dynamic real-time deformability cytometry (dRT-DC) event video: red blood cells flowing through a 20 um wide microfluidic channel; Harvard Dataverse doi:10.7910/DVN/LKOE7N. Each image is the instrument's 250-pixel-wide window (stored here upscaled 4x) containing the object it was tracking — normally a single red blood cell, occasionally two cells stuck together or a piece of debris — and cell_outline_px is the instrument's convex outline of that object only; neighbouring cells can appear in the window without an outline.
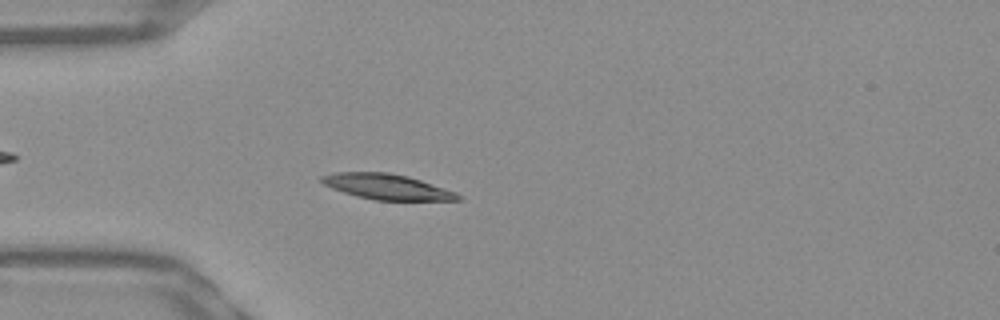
{"species": "Egyptian fruit bat (a non-hibernating species)", "species_latin": "Rousettus aegyptiacus", "temperature_condition": "warm", "stored_images_in_passage": 52, "camera_frame_rate_fps": 3000, "um_per_image_px": 0.085, "frame": {"image": 1, "passage_image": 15, "time_ms": 4.667, "image_size_px": [1000, 320], "cell_outline_px": [[464, 200], [376, 200], [356, 196], [332, 188], [324, 184], [320, 180], [320, 176], [336, 172], [388, 172], [408, 176], [456, 192]], "centroid_in_image_um": [32.88, 15.87], "position_along_channel_um": 52.1, "area_um2": 20.06}}
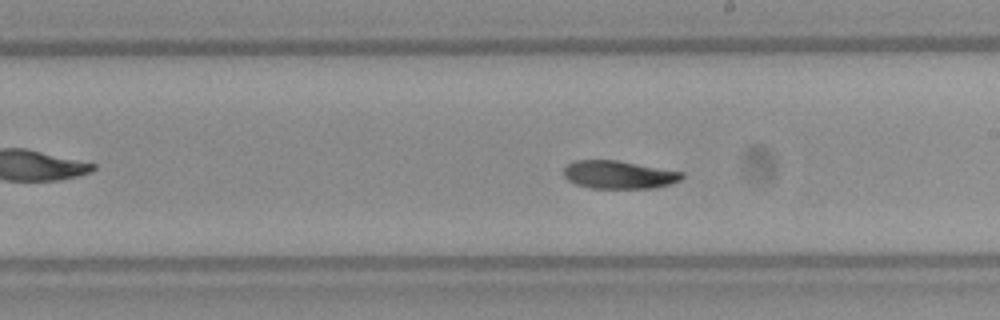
{"frame": {"image": 2, "passage_image": 30, "time_ms": 9.667, "image_size_px": [1000, 320], "cell_outline_px": [[684, 176], [680, 180], [656, 188], [588, 188], [576, 184], [568, 180], [564, 176], [564, 168], [568, 164], [576, 160], [616, 160], [684, 172]], "centroid_in_image_um": [52.59, 14.85], "position_along_channel_um": 236.4, "area_um2": 19.25}}
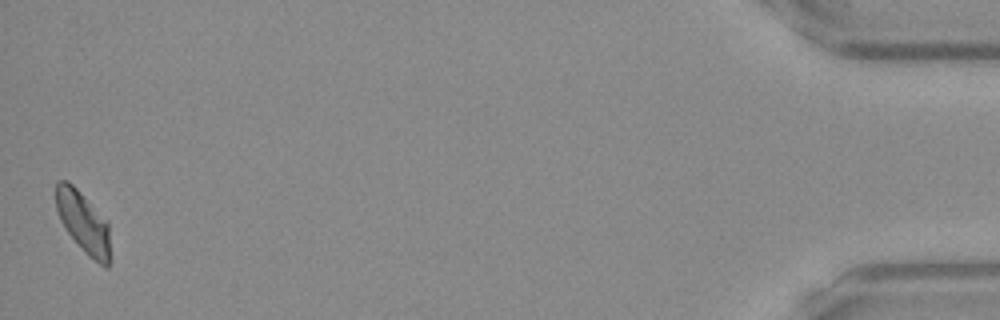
{"frame": {"image": 3, "passage_image": 52, "time_ms": 17.0, "image_size_px": [1000, 320], "cell_outline_px": [[108, 268], [104, 268], [88, 256], [84, 252], [68, 232], [60, 220], [56, 208], [56, 184], [60, 180], [68, 180], [80, 192], [108, 224]], "centroid_in_image_um": [7.04, 18.9], "position_along_channel_um": 428.2, "area_um2": 18.73}, "authors_computed_cell_mechanics": {"area_um2": 19.8254, "velocity_mm_per_s": 3.8715, "shape_relaxation_time_tau1_ms": 3.4006, "shape_relaxation_time_tau2_ms": 8.4686, "deformation_change_tau1": 0.131, "deformation_change_tau2": 0.136}}